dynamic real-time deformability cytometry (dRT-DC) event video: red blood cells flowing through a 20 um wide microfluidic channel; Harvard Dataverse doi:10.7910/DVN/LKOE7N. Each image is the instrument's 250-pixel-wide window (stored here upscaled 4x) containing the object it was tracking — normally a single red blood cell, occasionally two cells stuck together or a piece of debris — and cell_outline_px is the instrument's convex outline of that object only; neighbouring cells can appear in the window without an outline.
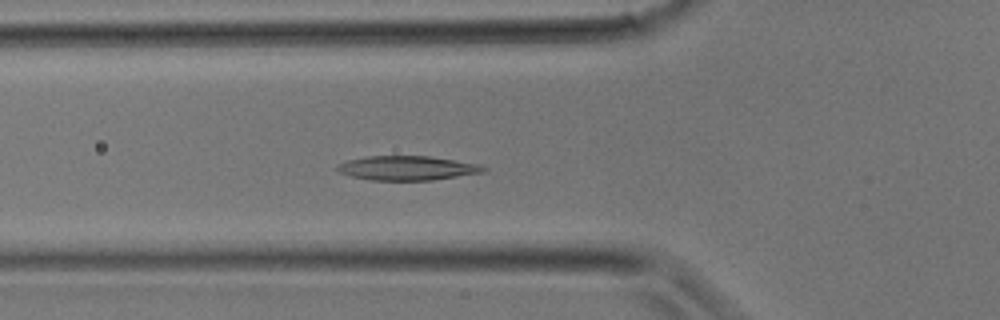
{"species": "common noctule bat (a hibernating species)", "species_latin": "Nyctalus noctula", "temperature_condition": "room temperature", "stored_images_in_passage": 26, "camera_frame_rate_fps": 3000, "um_per_image_px": 0.085, "animal": {"sex": "male", "body_mass_g": 17.9}, "frame": {"image": 1, "passage_image": 7, "time_ms": 2.0, "image_size_px": [1000, 320], "cell_outline_px": [[488, 168], [484, 172], [432, 180], [372, 180], [352, 176], [340, 172], [336, 168], [336, 164], [348, 160], [368, 156], [428, 156], [480, 164]], "centroid_in_image_um": [34.62, 14.28], "position_along_channel_um": 91.2, "area_um2": 20.58}}
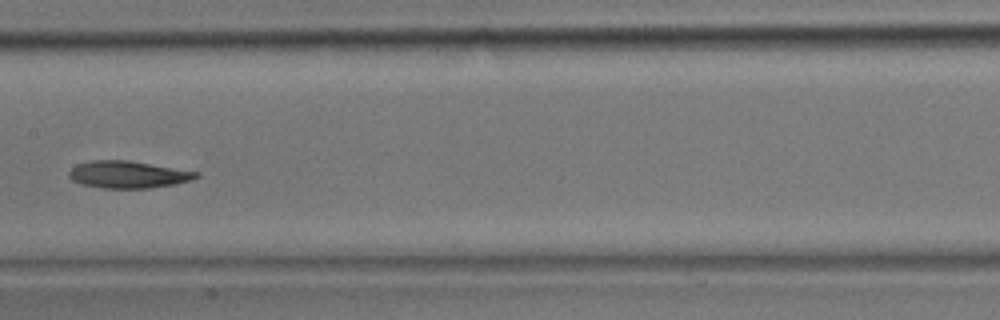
{"frame": {"image": 2, "passage_image": 12, "time_ms": 3.667, "image_size_px": [1000, 320], "cell_outline_px": [[200, 176], [176, 184], [148, 188], [104, 188], [80, 184], [72, 180], [68, 176], [68, 172], [76, 164], [92, 160], [128, 160], [200, 172]], "centroid_in_image_um": [10.86, 14.83], "position_along_channel_um": 196.5, "area_um2": 20.11}}
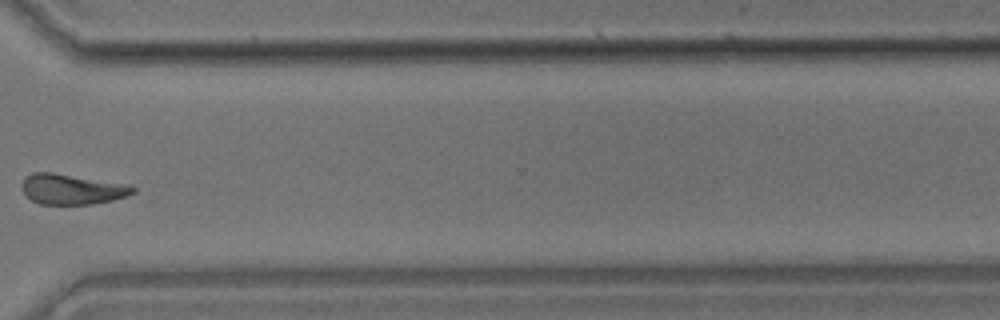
{"frame": {"image": 3, "passage_image": 20, "time_ms": 6.333, "image_size_px": [1000, 320], "cell_outline_px": [[136, 192], [128, 196], [112, 200], [92, 204], [40, 204], [32, 200], [20, 188], [20, 184], [24, 176], [32, 172], [52, 172], [124, 184], [136, 188]], "centroid_in_image_um": [6.06, 16.08], "position_along_channel_um": 364.5, "area_um2": 19.59}}